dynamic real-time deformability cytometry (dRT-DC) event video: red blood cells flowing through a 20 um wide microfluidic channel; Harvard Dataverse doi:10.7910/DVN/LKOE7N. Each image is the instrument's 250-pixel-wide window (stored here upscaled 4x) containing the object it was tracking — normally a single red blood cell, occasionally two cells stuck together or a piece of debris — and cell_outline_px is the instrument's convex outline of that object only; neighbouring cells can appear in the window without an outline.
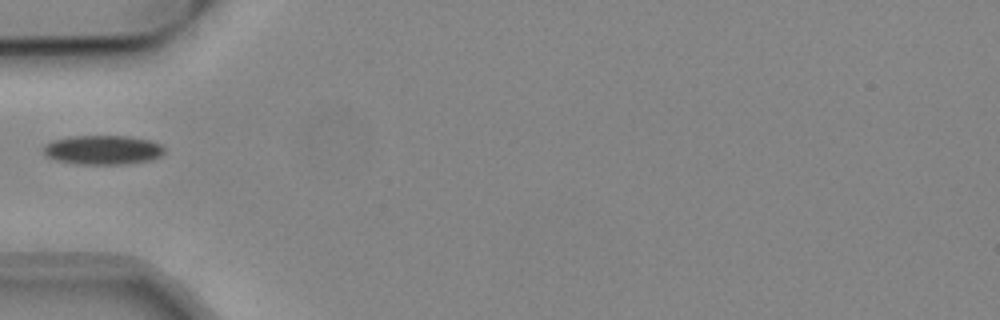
{"species": "common noctule bat (a hibernating species)", "species_latin": "Nyctalus noctula", "temperature_condition": "cold", "stored_images_in_passage": 4, "camera_frame_rate_fps": 3000, "um_per_image_px": 0.085, "animal": {"sex": "male", "body_mass_g": 19.2, "forearm_length_mm": 51.8}, "frame": {"image": 1, "passage_image": 1, "time_ms": 0.0, "image_size_px": [1000, 320], "cell_outline_px": [[164, 152], [160, 156], [152, 160], [128, 164], [76, 164], [56, 160], [44, 156], [44, 144], [52, 140], [72, 136], [128, 136], [148, 140], [160, 144], [164, 148]], "centroid_in_image_um": [8.72, 12.75], "position_along_channel_um": 76.3, "area_um2": 20.75}}